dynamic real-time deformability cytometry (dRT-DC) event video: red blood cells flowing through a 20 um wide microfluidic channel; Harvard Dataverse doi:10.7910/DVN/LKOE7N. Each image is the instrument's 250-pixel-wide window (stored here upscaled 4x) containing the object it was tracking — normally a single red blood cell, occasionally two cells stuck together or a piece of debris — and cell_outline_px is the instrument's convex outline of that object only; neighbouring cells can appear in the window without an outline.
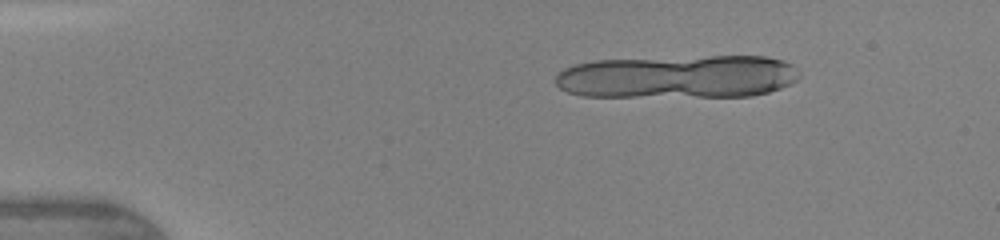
{"species": "human", "species_latin": "Homo sapiens", "temperature_condition": "warm", "stored_images_in_passage": 22, "camera_frame_rate_fps": 3000, "um_per_image_px": 0.085, "donor": {"sex": "female"}, "frame": {"image": 1, "passage_image": 7, "time_ms": 2.0, "image_size_px": [1000, 240], "cell_outline_px": [[800, 76], [796, 80], [780, 88], [768, 92], [752, 96], [580, 96], [568, 92], [560, 88], [556, 84], [556, 76], [564, 68], [576, 64], [596, 60], [708, 56], [764, 56], [784, 60], [792, 64]], "centroid_in_image_um": [57.63, 6.51], "position_along_channel_um": 27.4, "area_um2": 61.33}}